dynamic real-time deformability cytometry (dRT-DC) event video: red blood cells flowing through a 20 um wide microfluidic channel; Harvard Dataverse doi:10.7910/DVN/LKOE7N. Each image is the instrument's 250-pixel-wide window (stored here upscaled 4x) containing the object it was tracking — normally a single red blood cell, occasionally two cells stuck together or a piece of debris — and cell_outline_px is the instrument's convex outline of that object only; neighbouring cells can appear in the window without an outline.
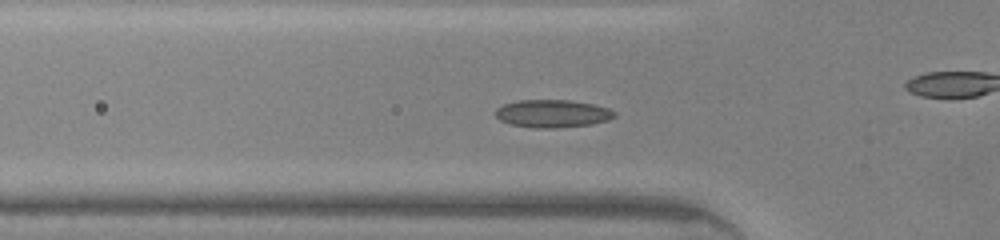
{"species": "common noctule bat (a hibernating species)", "species_latin": "Nyctalus noctula", "temperature_condition": "warm", "stored_images_in_passage": 44, "camera_frame_rate_fps": 3000, "um_per_image_px": 0.085, "animal": {"sex": "male", "body_mass_g": 20.0, "forearm_length_mm": 53.3}, "frame": {"image": 1, "passage_image": 12, "time_ms": 3.667, "image_size_px": [1000, 240], "cell_outline_px": [[616, 116], [608, 120], [592, 124], [556, 128], [532, 128], [512, 124], [500, 120], [496, 116], [496, 108], [504, 104], [516, 100], [568, 100], [592, 104], [608, 108], [616, 112]], "centroid_in_image_um": [46.96, 9.65], "position_along_channel_um": 78.8, "area_um2": 19.25}}
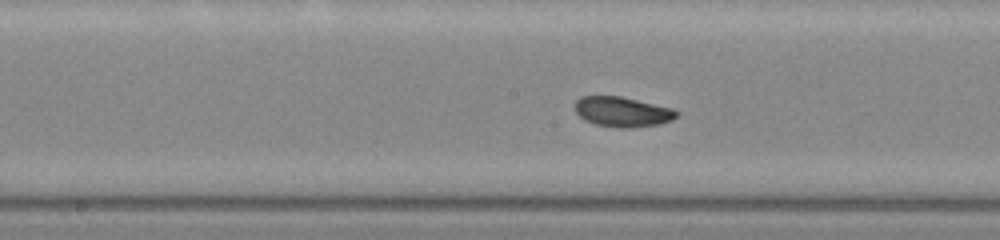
{"frame": {"image": 2, "passage_image": 20, "time_ms": 6.333, "image_size_px": [1000, 240], "cell_outline_px": [[680, 112], [672, 120], [660, 124], [628, 128], [620, 128], [596, 124], [584, 120], [576, 112], [576, 100], [580, 96], [620, 96], [672, 108]], "centroid_in_image_um": [52.91, 9.5], "position_along_channel_um": 195.3, "area_um2": 17.69}}
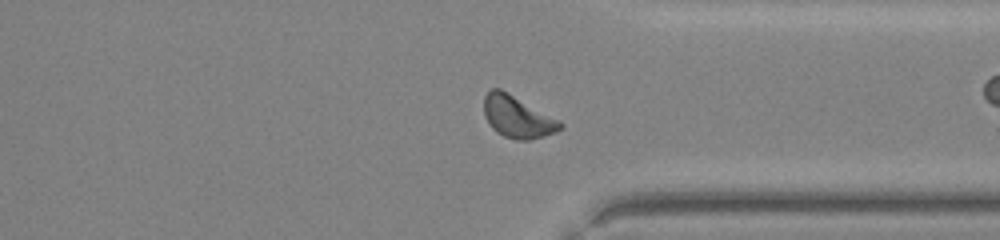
{"frame": {"image": 3, "passage_image": 32, "time_ms": 10.333, "image_size_px": [1000, 240], "cell_outline_px": [[564, 128], [556, 132], [544, 136], [528, 140], [516, 140], [504, 136], [496, 132], [492, 128], [484, 116], [484, 96], [492, 88], [500, 88], [508, 92], [560, 120], [564, 124]], "centroid_in_image_um": [44.0, 9.94], "position_along_channel_um": 367.4, "area_um2": 18.79}, "authors_computed_cell_mechanics": {"area_um2": 17.7157, "velocity_mm_per_s": 4.3497, "shape_relaxation_time_tau1_ms": 5.1693, "shape_relaxation_time_tau2_ms": 3.8415, "deformation_change_tau1": 0.155, "deformation_change_tau2": 0.0691}}